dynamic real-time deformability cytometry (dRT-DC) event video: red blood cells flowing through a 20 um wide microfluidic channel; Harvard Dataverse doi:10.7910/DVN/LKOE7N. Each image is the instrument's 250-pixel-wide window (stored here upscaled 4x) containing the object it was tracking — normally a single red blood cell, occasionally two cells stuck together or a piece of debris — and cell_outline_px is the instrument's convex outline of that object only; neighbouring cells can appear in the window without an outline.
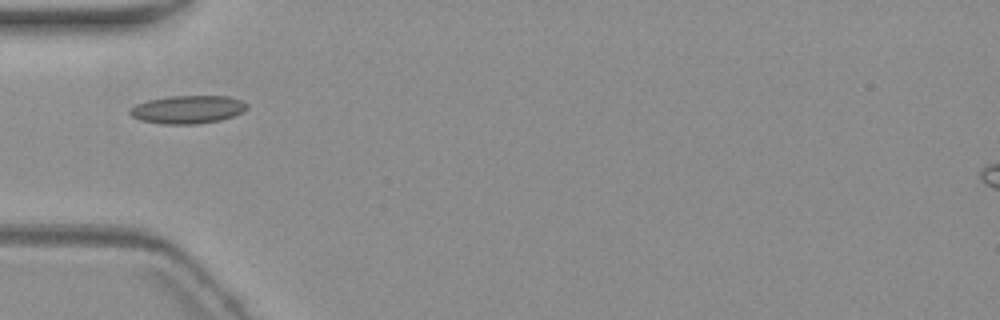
{"species": "common noctule bat (a hibernating species)", "species_latin": "Nyctalus noctula", "temperature_condition": "warm", "stored_images_in_passage": 6, "camera_frame_rate_fps": 3000, "um_per_image_px": 0.085, "animal": {"sex": "female", "body_mass_g": 19.3, "forearm_length_mm": 54.1}, "frame": {"image": 1, "passage_image": 5, "time_ms": 4.667, "image_size_px": [1000, 320], "cell_outline_px": [[248, 108], [244, 112], [220, 120], [196, 124], [160, 124], [140, 120], [132, 116], [128, 112], [128, 108], [136, 104], [148, 100], [172, 96], [228, 96], [240, 100], [248, 104]], "centroid_in_image_um": [15.94, 9.31], "position_along_channel_um": 69.1, "area_um2": 19.25}}
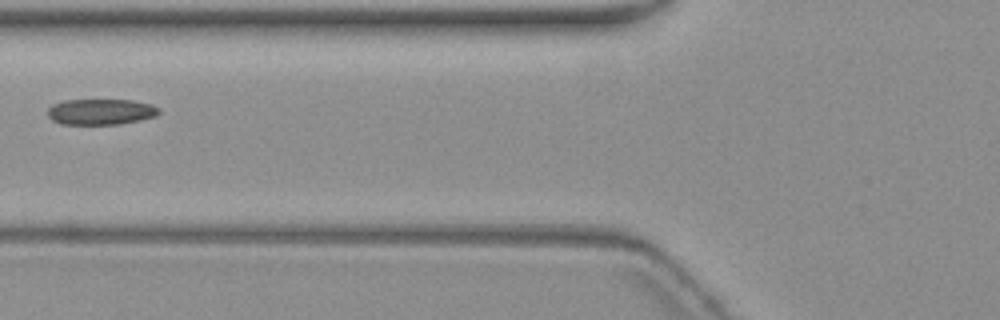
{"frame": {"image": 2, "passage_image": 6, "time_ms": 6.0, "image_size_px": [1000, 320], "cell_outline_px": [[160, 112], [156, 116], [140, 120], [120, 124], [60, 124], [52, 120], [48, 116], [48, 108], [52, 104], [64, 100], [132, 100], [152, 104], [160, 108]], "centroid_in_image_um": [8.58, 9.5], "position_along_channel_um": 117.2, "area_um2": 16.88}}